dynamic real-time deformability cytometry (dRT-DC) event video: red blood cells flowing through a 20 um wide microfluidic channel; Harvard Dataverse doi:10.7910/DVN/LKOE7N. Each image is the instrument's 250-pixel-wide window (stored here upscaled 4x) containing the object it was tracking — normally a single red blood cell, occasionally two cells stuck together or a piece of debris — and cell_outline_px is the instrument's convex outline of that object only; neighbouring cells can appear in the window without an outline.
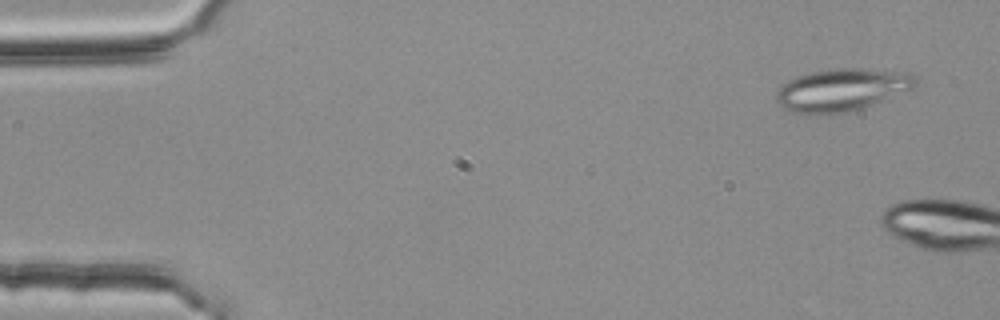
{"species": "common noctule bat (a hibernating species)", "species_latin": "Nyctalus noctula", "temperature_condition": "room temperature", "stored_images_in_passage": 7, "camera_frame_rate_fps": 3000, "um_per_image_px": 0.085, "animal": {"sex": "female", "body_mass_g": 25.1}, "frame": {"image": 1, "passage_image": 3, "time_ms": 0.667, "image_size_px": [1000, 320], "cell_outline_px": [[916, 84], [912, 88], [860, 108], [848, 112], [792, 112], [784, 108], [776, 100], [776, 92], [788, 80], [796, 76], [812, 72], [836, 68], [860, 68], [912, 72], [916, 76]], "centroid_in_image_um": [71.57, 7.59], "position_along_channel_um": 13.4, "area_um2": 33.64}}